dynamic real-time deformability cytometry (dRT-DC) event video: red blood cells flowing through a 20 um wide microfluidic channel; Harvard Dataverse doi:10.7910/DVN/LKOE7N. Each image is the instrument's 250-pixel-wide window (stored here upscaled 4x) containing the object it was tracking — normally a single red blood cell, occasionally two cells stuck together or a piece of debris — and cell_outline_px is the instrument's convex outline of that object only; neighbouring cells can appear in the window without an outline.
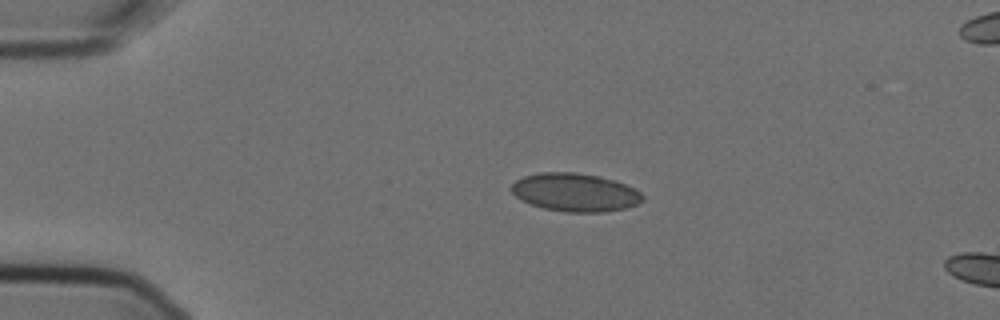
{"species": "Egyptian fruit bat (a non-hibernating species)", "species_latin": "Rousettus aegyptiacus", "temperature_condition": "cold", "stored_images_in_passage": 5, "camera_frame_rate_fps": 3000, "um_per_image_px": 0.085, "animal": {"sex": "female"}, "frame": {"image": 1, "passage_image": 3, "time_ms": 0.667, "image_size_px": [1000, 320], "cell_outline_px": [[644, 200], [628, 208], [604, 212], [564, 212], [544, 208], [532, 204], [516, 196], [512, 192], [512, 184], [516, 180], [524, 176], [540, 172], [576, 172], [600, 176], [624, 184], [640, 192], [644, 196]], "centroid_in_image_um": [48.9, 16.35], "position_along_channel_um": 36.1, "area_um2": 29.07}}